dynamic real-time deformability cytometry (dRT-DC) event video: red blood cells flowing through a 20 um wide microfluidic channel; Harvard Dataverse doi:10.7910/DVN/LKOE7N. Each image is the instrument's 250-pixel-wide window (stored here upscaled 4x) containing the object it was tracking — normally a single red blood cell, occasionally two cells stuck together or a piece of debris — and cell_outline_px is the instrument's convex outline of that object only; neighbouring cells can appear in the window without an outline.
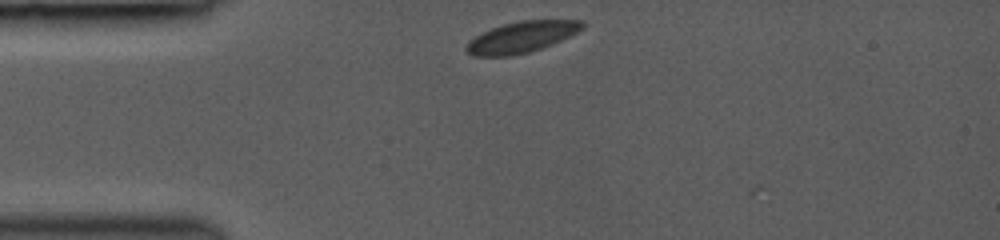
{"species": "common noctule bat (a hibernating species)", "species_latin": "Nyctalus noctula", "temperature_condition": "room temperature", "stored_images_in_passage": 8, "camera_frame_rate_fps": 3000, "um_per_image_px": 0.085, "animal": {"sex": "female", "body_mass_g": 19.0, "forearm_length_mm": 53.3}, "frame": {"image": 1, "passage_image": 1, "time_ms": 0.0, "image_size_px": [1000, 240], "cell_outline_px": [[584, 28], [552, 44], [528, 52], [512, 56], [472, 56], [464, 48], [476, 36], [492, 28], [504, 24], [520, 20], [584, 20]], "centroid_in_image_um": [44.35, 3.15], "position_along_channel_um": 40.7, "area_um2": 20.69}}
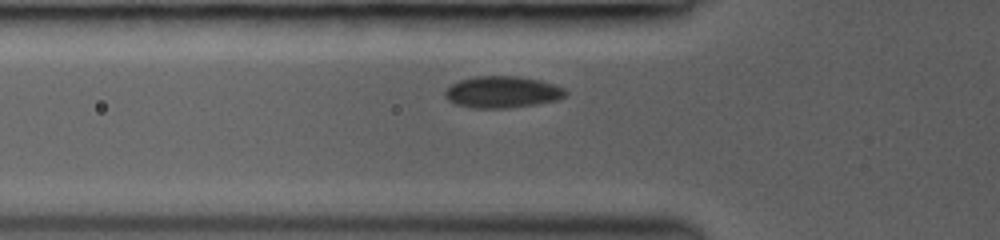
{"frame": {"image": 2, "passage_image": 6, "time_ms": 1.667, "image_size_px": [1000, 240], "cell_outline_px": [[568, 92], [564, 96], [556, 100], [536, 104], [512, 108], [472, 108], [456, 104], [448, 100], [444, 96], [444, 92], [452, 84], [460, 80], [476, 76], [520, 76], [540, 80], [564, 88]], "centroid_in_image_um": [42.69, 7.83], "position_along_channel_um": 83.1, "area_um2": 22.25}}